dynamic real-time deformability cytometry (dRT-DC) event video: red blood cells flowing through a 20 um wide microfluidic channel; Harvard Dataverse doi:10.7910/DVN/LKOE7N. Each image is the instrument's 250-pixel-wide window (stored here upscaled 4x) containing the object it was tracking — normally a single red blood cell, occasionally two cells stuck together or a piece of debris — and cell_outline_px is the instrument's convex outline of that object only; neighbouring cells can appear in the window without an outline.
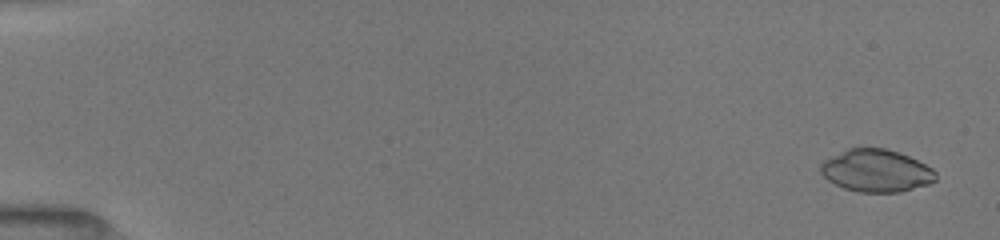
{"species": "common noctule bat (a hibernating species)", "species_latin": "Nyctalus noctula", "temperature_condition": "room temperature", "stored_images_in_passage": 41, "camera_frame_rate_fps": 3000, "um_per_image_px": 0.085, "animal": {"sex": "female", "body_mass_g": 19.5, "forearm_length_mm": 54.1}, "frame": {"image": 1, "passage_image": 5, "time_ms": 0.667, "image_size_px": [1000, 240], "cell_outline_px": [[936, 180], [928, 184], [900, 192], [860, 192], [844, 188], [828, 180], [820, 172], [820, 164], [824, 160], [848, 148], [884, 148], [900, 152], [932, 168], [936, 172]], "centroid_in_image_um": [74.48, 14.51], "position_along_channel_um": 10.5, "area_um2": 28.32}}
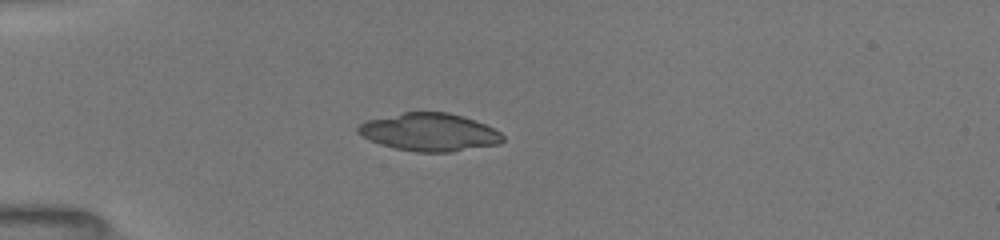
{"frame": {"image": 2, "passage_image": 35, "time_ms": 5.0, "image_size_px": [1000, 240], "cell_outline_px": [[504, 140], [500, 144], [452, 152], [416, 152], [396, 148], [380, 144], [368, 140], [356, 132], [356, 128], [360, 124], [368, 120], [404, 112], [448, 112], [464, 116], [476, 120], [500, 132], [504, 136]], "centroid_in_image_um": [36.51, 11.24], "position_along_channel_um": 48.5, "area_um2": 32.02}}